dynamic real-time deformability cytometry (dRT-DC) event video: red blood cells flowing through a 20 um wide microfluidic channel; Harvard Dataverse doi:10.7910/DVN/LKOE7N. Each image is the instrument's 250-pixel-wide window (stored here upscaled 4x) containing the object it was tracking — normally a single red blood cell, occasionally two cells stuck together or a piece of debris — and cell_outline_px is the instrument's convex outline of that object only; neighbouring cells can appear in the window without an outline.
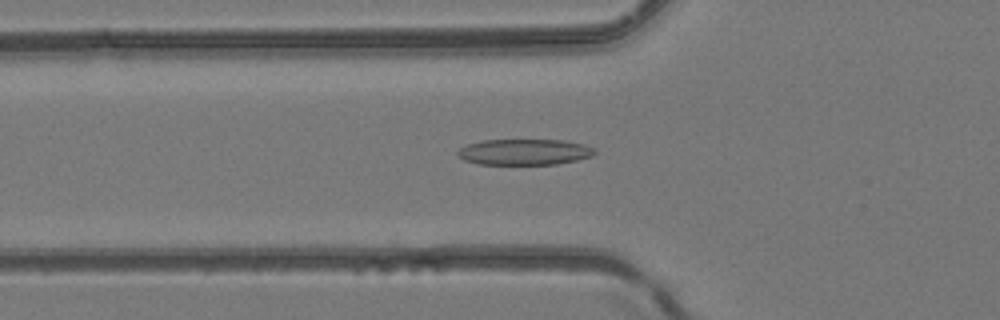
{"species": "common noctule bat (a hibernating species)", "species_latin": "Nyctalus noctula", "temperature_condition": "room temperature", "stored_images_in_passage": 48, "camera_frame_rate_fps": 3000, "um_per_image_px": 0.085, "animal": {"sex": "female", "body_mass_g": 24.6, "forearm_length_mm": 56.2}, "frame": {"image": 1, "passage_image": 18, "time_ms": 5.667, "image_size_px": [1000, 320], "cell_outline_px": [[596, 152], [592, 156], [576, 160], [556, 164], [480, 164], [464, 160], [456, 156], [456, 152], [460, 148], [468, 144], [484, 140], [560, 140], [584, 144], [596, 148]], "centroid_in_image_um": [44.57, 12.92], "position_along_channel_um": 81.2, "area_um2": 20.69}}
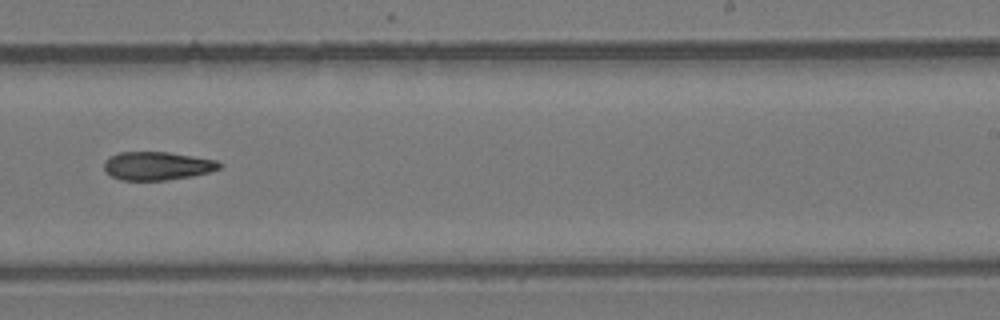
{"frame": {"image": 2, "passage_image": 31, "time_ms": 10.0, "image_size_px": [1000, 320], "cell_outline_px": [[220, 168], [208, 172], [192, 176], [164, 180], [120, 180], [112, 176], [104, 168], [104, 160], [120, 152], [168, 152], [216, 160], [220, 164]], "centroid_in_image_um": [13.34, 14.1], "position_along_channel_um": 275.7, "area_um2": 18.79}}
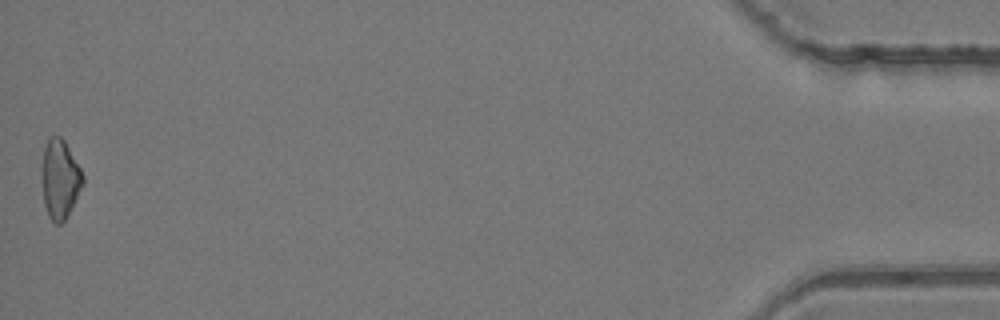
{"frame": {"image": 3, "passage_image": 48, "time_ms": 15.667, "image_size_px": [1000, 320], "cell_outline_px": [[84, 184], [64, 220], [60, 224], [56, 224], [48, 216], [44, 204], [40, 176], [40, 172], [44, 148], [48, 136], [60, 136], [64, 140], [80, 168], [84, 176]], "centroid_in_image_um": [5.06, 15.2], "position_along_channel_um": 430.1, "area_um2": 19.07}}